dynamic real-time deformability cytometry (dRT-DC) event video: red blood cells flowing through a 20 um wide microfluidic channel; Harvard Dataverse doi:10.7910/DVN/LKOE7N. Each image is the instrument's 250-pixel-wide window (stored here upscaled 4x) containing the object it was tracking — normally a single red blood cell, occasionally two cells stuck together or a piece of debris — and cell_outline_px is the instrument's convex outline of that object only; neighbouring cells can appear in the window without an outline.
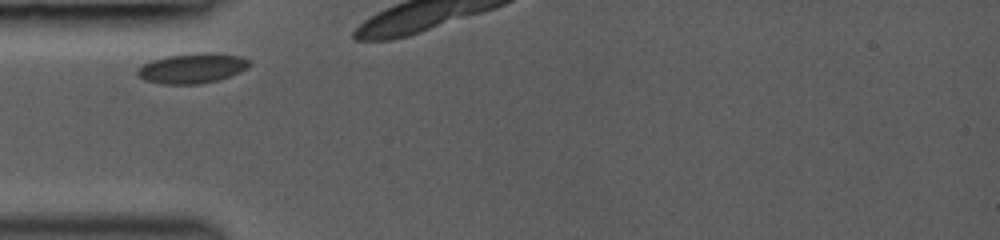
{"species": "common noctule bat (a hibernating species)", "species_latin": "Nyctalus noctula", "temperature_condition": "room temperature", "stored_images_in_passage": 3, "camera_frame_rate_fps": 3000, "um_per_image_px": 0.085, "animal": {"sex": "female", "body_mass_g": 19.0, "forearm_length_mm": 53.3}, "frame": {"image": 1, "passage_image": 1, "time_ms": 0.0, "image_size_px": [1000, 240], "cell_outline_px": [[252, 64], [248, 68], [240, 72], [220, 80], [200, 84], [164, 84], [144, 80], [136, 72], [144, 64], [152, 60], [168, 56], [204, 52], [208, 52], [240, 56], [248, 60]], "centroid_in_image_um": [16.39, 5.81], "position_along_channel_um": 68.6, "area_um2": 19.48}}